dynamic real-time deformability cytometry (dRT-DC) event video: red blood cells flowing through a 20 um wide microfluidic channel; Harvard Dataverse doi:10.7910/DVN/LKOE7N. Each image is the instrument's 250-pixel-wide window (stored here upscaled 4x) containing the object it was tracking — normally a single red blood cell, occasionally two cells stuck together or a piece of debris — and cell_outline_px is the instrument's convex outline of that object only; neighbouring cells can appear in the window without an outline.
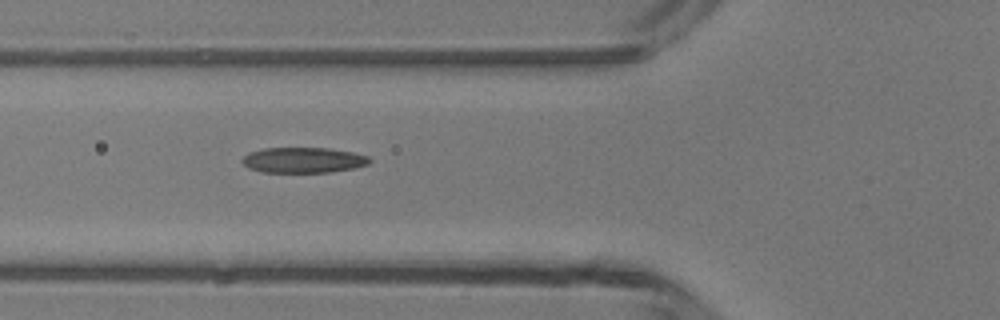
{"species": "common noctule bat (a hibernating species)", "species_latin": "Nyctalus noctula", "temperature_condition": "room temperature", "stored_images_in_passage": 2, "camera_frame_rate_fps": 3000, "um_per_image_px": 0.085, "animal": {"sex": "male", "body_mass_g": 13.3}, "frame": {"image": 1, "passage_image": 2, "time_ms": 1.333, "image_size_px": [1000, 320], "cell_outline_px": [[372, 160], [368, 164], [356, 168], [328, 172], [260, 172], [248, 168], [240, 160], [248, 152], [264, 148], [328, 148], [352, 152], [368, 156]], "centroid_in_image_um": [25.77, 13.61], "position_along_channel_um": 100.0, "area_um2": 19.02}}